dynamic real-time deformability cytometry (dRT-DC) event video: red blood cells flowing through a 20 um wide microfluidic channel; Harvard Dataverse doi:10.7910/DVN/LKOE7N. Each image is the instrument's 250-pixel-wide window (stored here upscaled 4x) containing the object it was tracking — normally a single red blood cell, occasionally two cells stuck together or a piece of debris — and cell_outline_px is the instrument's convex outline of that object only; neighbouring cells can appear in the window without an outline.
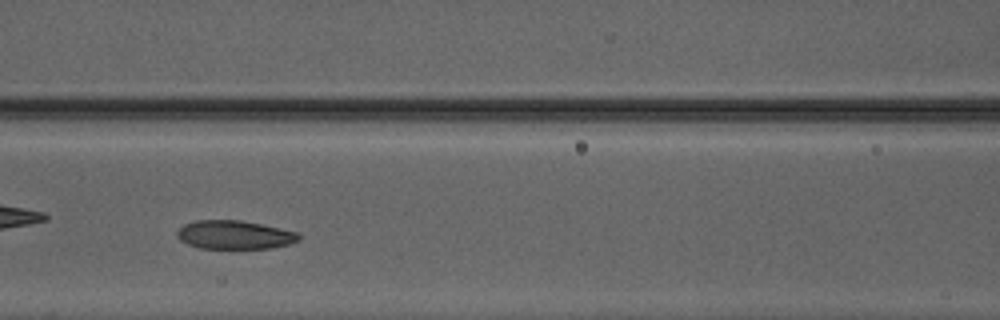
{"species": "Egyptian fruit bat (a non-hibernating species)", "species_latin": "Rousettus aegyptiacus", "temperature_condition": "warm", "stored_images_in_passage": 32, "camera_frame_rate_fps": 3000, "um_per_image_px": 0.085, "animal": {"sex": "male"}, "frame": {"image": 1, "passage_image": 10, "time_ms": 3.0, "image_size_px": [1000, 320], "cell_outline_px": [[300, 240], [288, 244], [272, 248], [200, 248], [188, 244], [180, 240], [176, 236], [176, 232], [184, 224], [196, 220], [240, 220], [280, 228], [296, 232], [300, 236]], "centroid_in_image_um": [19.91, 19.96], "position_along_channel_um": 146.7, "area_um2": 20.17}}
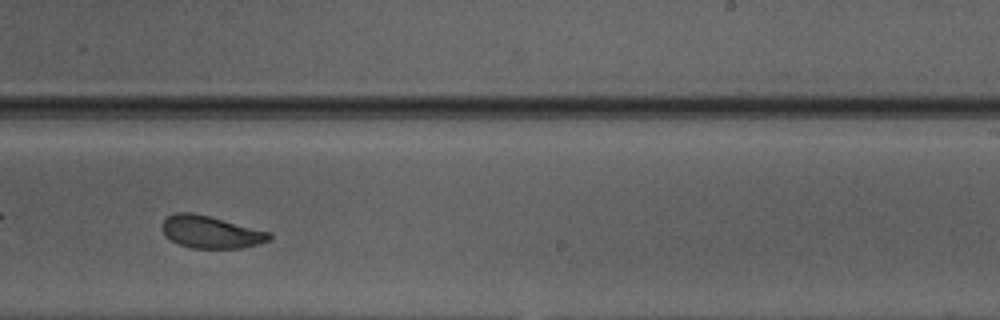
{"frame": {"image": 2, "passage_image": 19, "time_ms": 6.0, "image_size_px": [1000, 320], "cell_outline_px": [[272, 240], [260, 244], [240, 248], [192, 248], [180, 244], [164, 236], [160, 228], [160, 224], [168, 216], [176, 212], [192, 212], [272, 232]], "centroid_in_image_um": [17.92, 19.72], "position_along_channel_um": 271.1, "area_um2": 20.4}, "authors_computed_cell_mechanics": {"area_um2": 20.9525, "velocity_mm_per_s": 4.1628, "shape_relaxation_time_tau1_ms": 5.8307, "shape_relaxation_time_tau2_ms": 2.1571, "deformation_change_tau1": 0.1362, "deformation_change_tau2": 0.0906}}